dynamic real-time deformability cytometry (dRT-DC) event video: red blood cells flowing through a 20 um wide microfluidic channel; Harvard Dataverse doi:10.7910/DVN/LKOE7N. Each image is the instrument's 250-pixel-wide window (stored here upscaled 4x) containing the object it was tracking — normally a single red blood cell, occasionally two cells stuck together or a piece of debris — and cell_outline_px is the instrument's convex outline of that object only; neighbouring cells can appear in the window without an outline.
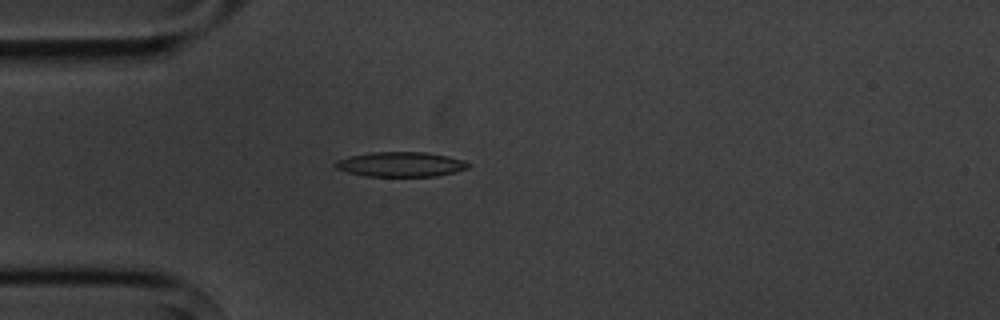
{"species": "common noctule bat (a hibernating species)", "species_latin": "Nyctalus noctula", "temperature_condition": "cold", "stored_images_in_passage": 4, "camera_frame_rate_fps": 3000, "um_per_image_px": 0.085, "animal": {"sex": "male", "body_mass_g": 20.1, "forearm_length_mm": 53.5}, "frame": {"image": 1, "passage_image": 4, "time_ms": 4.333, "image_size_px": [1000, 320], "cell_outline_px": [[468, 168], [456, 172], [436, 176], [364, 176], [348, 172], [336, 168], [332, 164], [336, 160], [348, 156], [368, 152], [424, 152], [448, 156], [464, 160], [468, 164]], "centroid_in_image_um": [34.02, 13.96], "position_along_channel_um": 51.0, "area_um2": 19.31}}